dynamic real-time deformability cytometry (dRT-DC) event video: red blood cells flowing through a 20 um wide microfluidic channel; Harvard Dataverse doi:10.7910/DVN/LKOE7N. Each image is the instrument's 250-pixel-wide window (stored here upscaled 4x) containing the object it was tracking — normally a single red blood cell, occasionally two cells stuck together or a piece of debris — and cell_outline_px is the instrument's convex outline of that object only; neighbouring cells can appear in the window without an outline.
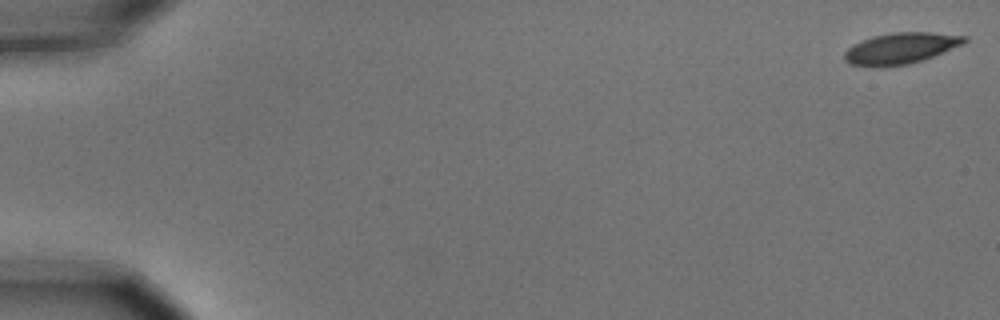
{"species": "common noctule bat (a hibernating species)", "species_latin": "Nyctalus noctula", "temperature_condition": "cold", "stored_images_in_passage": 7, "camera_frame_rate_fps": 3000, "um_per_image_px": 0.085, "animal": {"sex": "male", "body_mass_g": 15.6}, "frame": {"image": 1, "passage_image": 1, "time_ms": 0.0, "image_size_px": [1000, 320], "cell_outline_px": [[968, 40], [964, 44], [924, 60], [908, 64], [884, 68], [872, 68], [852, 64], [844, 60], [844, 52], [852, 44], [872, 36], [892, 32], [932, 32], [968, 36]], "centroid_in_image_um": [76.56, 4.12], "position_along_channel_um": 8.4, "area_um2": 22.31}}
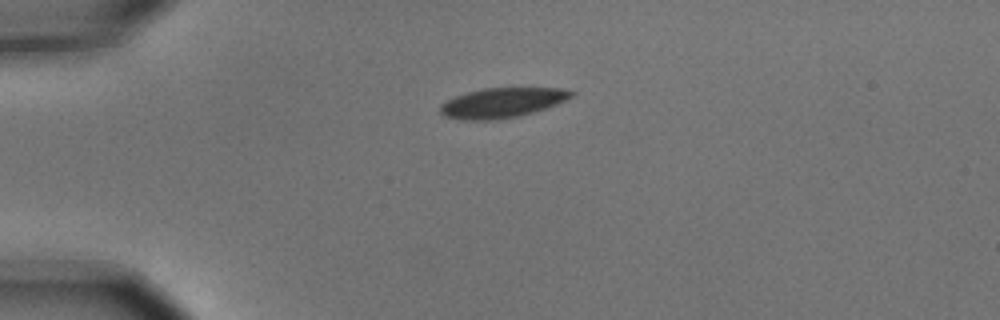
{"frame": {"image": 2, "passage_image": 5, "time_ms": 1.333, "image_size_px": [1000, 320], "cell_outline_px": [[576, 92], [572, 96], [548, 108], [520, 116], [496, 120], [460, 120], [444, 116], [440, 112], [440, 104], [456, 96], [468, 92], [484, 88], [560, 88]], "centroid_in_image_um": [42.67, 8.74], "position_along_channel_um": 42.3, "area_um2": 22.83}}
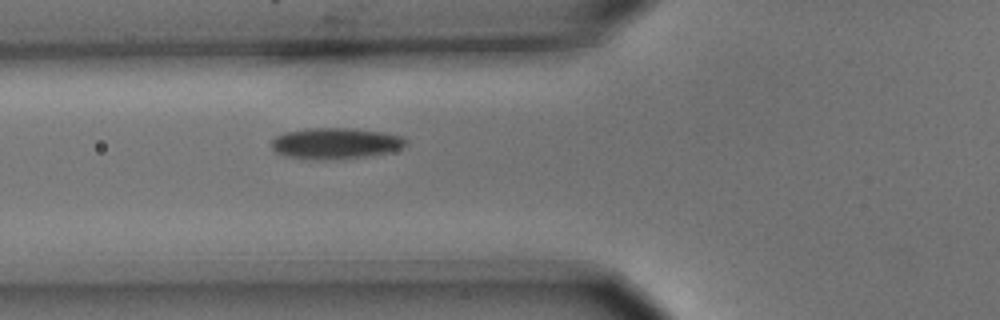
{"frame": {"image": 3, "passage_image": 7, "time_ms": 2.0, "image_size_px": [1000, 320], "cell_outline_px": [[408, 144], [400, 148], [388, 152], [364, 156], [336, 160], [316, 160], [284, 156], [276, 152], [272, 148], [272, 140], [276, 136], [284, 132], [308, 128], [352, 128], [380, 132], [404, 136], [408, 140]], "centroid_in_image_um": [28.51, 12.19], "position_along_channel_um": 97.3, "area_um2": 24.51}}